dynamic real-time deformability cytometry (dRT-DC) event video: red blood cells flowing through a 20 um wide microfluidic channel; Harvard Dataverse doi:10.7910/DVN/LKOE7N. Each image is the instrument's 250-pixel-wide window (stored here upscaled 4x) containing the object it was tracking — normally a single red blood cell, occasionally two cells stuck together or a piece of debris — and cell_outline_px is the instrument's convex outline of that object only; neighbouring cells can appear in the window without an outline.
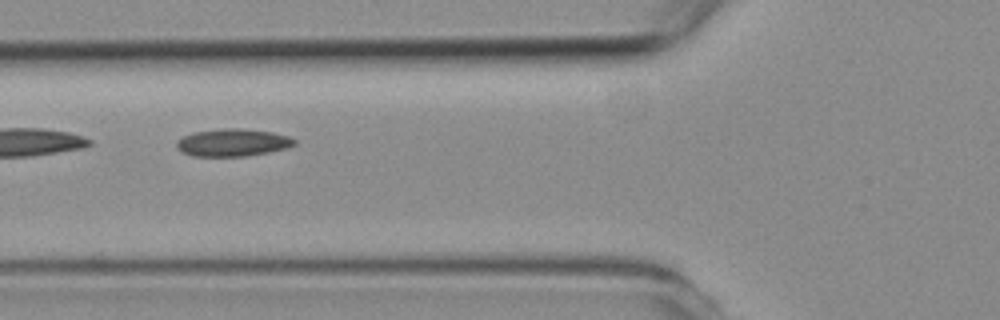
{"species": "common noctule bat (a hibernating species)", "species_latin": "Nyctalus noctula", "temperature_condition": "room temperature", "stored_images_in_passage": 9, "camera_frame_rate_fps": 3000, "um_per_image_px": 0.085, "animal": {"sex": "female", "body_mass_g": 19.3, "forearm_length_mm": 54.1}, "frame": {"image": 1, "passage_image": 6, "time_ms": 7.0, "image_size_px": [1000, 320], "cell_outline_px": [[296, 144], [284, 148], [268, 152], [244, 156], [192, 156], [180, 152], [176, 148], [176, 140], [192, 132], [224, 128], [240, 128], [272, 132], [288, 136], [296, 140]], "centroid_in_image_um": [19.72, 12.11], "position_along_channel_um": 106.1, "area_um2": 18.9}}
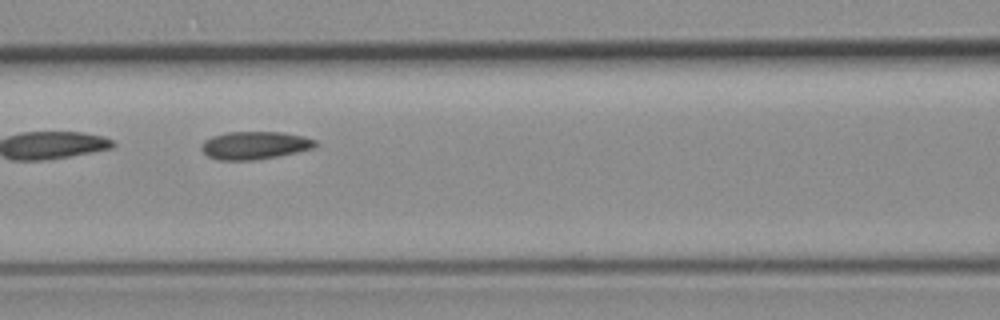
{"frame": {"image": 2, "passage_image": 7, "time_ms": 8.0, "image_size_px": [1000, 320], "cell_outline_px": [[316, 144], [312, 148], [296, 152], [256, 160], [216, 160], [208, 156], [200, 148], [204, 140], [212, 136], [228, 132], [280, 132], [304, 136], [316, 140]], "centroid_in_image_um": [21.61, 12.35], "position_along_channel_um": 145.0, "area_um2": 18.38}}
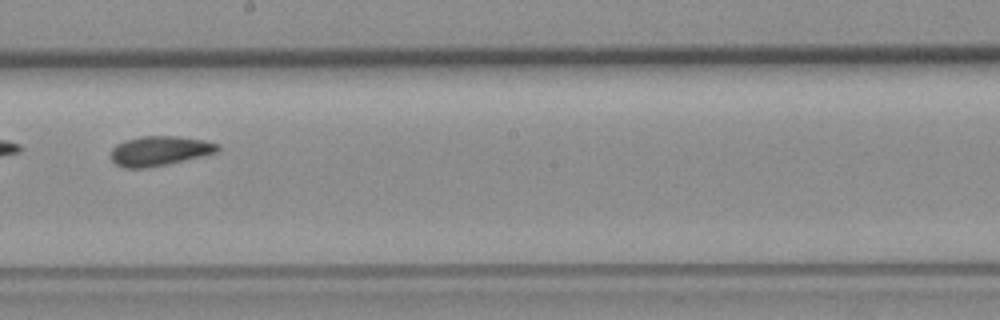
{"frame": {"image": 3, "passage_image": 9, "time_ms": 10.333, "image_size_px": [1000, 320], "cell_outline_px": [[220, 148], [216, 152], [168, 164], [148, 168], [124, 168], [116, 164], [112, 160], [112, 148], [116, 144], [140, 136], [176, 136], [204, 140], [216, 144]], "centroid_in_image_um": [13.53, 12.83], "position_along_channel_um": 234.7, "area_um2": 18.21}}